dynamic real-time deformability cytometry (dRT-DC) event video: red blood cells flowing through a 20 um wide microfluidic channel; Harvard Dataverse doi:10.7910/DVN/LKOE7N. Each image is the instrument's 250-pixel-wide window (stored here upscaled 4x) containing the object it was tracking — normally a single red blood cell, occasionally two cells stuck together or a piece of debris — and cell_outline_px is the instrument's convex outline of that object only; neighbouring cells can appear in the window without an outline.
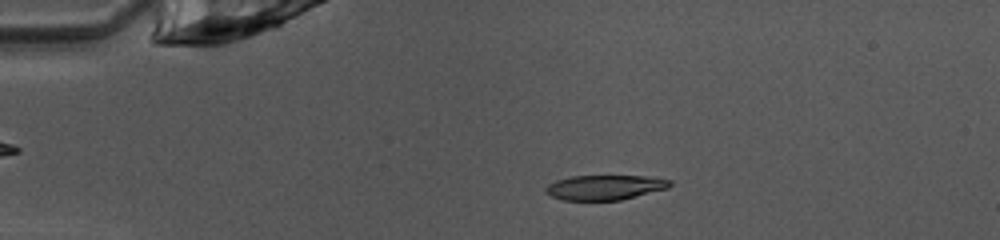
{"species": "common noctule bat (a hibernating species)", "species_latin": "Nyctalus noctula", "temperature_condition": "warm", "stored_images_in_passage": 35, "camera_frame_rate_fps": 3000, "um_per_image_px": 0.085, "animal": {"sex": "female", "body_mass_g": 10.0, "forearm_length_mm": 53.1}, "frame": {"image": 1, "passage_image": 2, "time_ms": 0.333, "image_size_px": [1000, 240], "cell_outline_px": [[672, 184], [668, 188], [620, 200], [564, 200], [552, 196], [544, 192], [544, 188], [548, 184], [556, 180], [572, 176], [652, 176], [672, 180]], "centroid_in_image_um": [51.42, 15.92], "position_along_channel_um": 33.6, "area_um2": 18.03}}
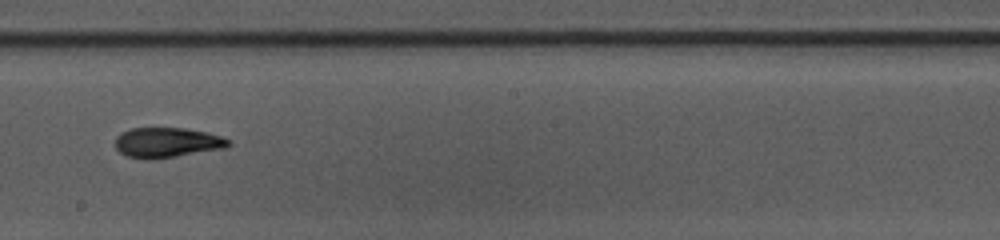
{"frame": {"image": 2, "passage_image": 20, "time_ms": 6.333, "image_size_px": [1000, 240], "cell_outline_px": [[232, 144], [228, 148], [156, 160], [144, 160], [128, 156], [120, 152], [116, 148], [116, 136], [120, 132], [132, 128], [184, 128], [208, 132], [232, 140]], "centroid_in_image_um": [14.25, 12.13], "position_along_channel_um": 234.0, "area_um2": 20.35}}
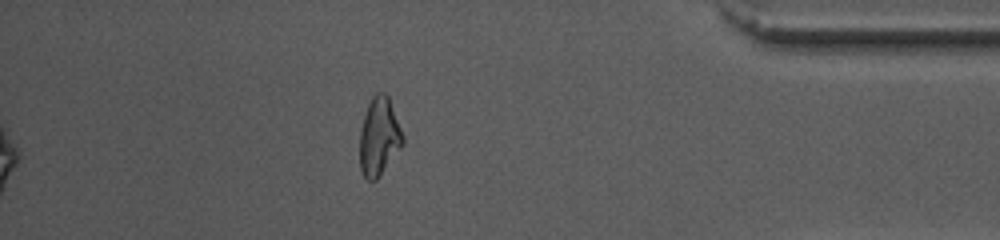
{"frame": {"image": 3, "passage_image": 35, "time_ms": 11.333, "image_size_px": [1000, 240], "cell_outline_px": [[404, 144], [376, 180], [368, 180], [364, 176], [360, 168], [360, 128], [368, 104], [372, 96], [376, 92], [384, 92], [388, 96], [404, 136]], "centroid_in_image_um": [32.22, 11.6], "position_along_channel_um": 403.0, "area_um2": 19.54}, "authors_computed_cell_mechanics": {"area_um2": 19.4208, "velocity_mm_per_s": 4.0359, "shape_relaxation_time_tau1_ms": 6.6365, "shape_relaxation_time_tau2_ms": 2.4979, "deformation_change_tau1": 0.2169, "deformation_change_tau2": 0.0881}}